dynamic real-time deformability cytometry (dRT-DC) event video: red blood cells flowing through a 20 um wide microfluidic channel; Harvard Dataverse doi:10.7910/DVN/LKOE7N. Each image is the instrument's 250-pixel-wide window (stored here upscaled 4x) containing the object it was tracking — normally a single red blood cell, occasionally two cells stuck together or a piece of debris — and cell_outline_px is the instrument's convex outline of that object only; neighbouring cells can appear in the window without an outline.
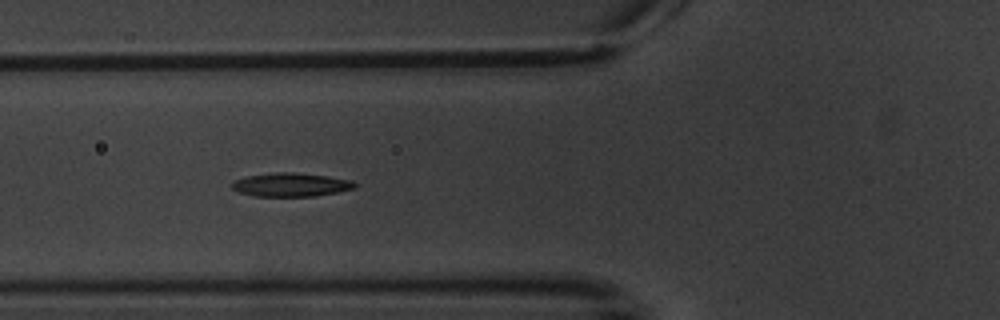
{"species": "common noctule bat (a hibernating species)", "species_latin": "Nyctalus noctula", "temperature_condition": "warm", "stored_images_in_passage": 10, "camera_frame_rate_fps": 3000, "um_per_image_px": 0.085, "animal": {"sex": "male", "body_mass_g": 20.1, "forearm_length_mm": 53.5}, "frame": {"image": 1, "passage_image": 6, "time_ms": 6.667, "image_size_px": [1000, 320], "cell_outline_px": [[356, 188], [316, 196], [252, 196], [240, 192], [232, 188], [232, 184], [236, 180], [248, 176], [276, 172], [292, 172], [328, 176], [352, 180], [356, 184]], "centroid_in_image_um": [24.76, 15.7], "position_along_channel_um": 101.0, "area_um2": 16.76}}
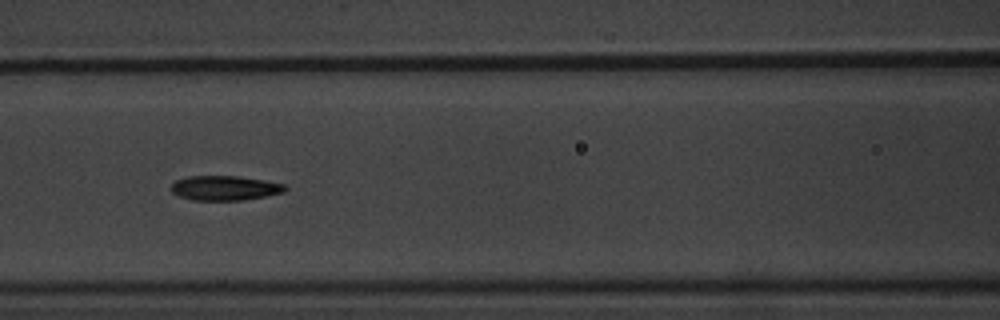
{"frame": {"image": 2, "passage_image": 7, "time_ms": 8.0, "image_size_px": [1000, 320], "cell_outline_px": [[288, 188], [284, 192], [268, 196], [244, 200], [192, 200], [180, 196], [172, 192], [168, 188], [176, 180], [188, 176], [240, 176], [264, 180], [284, 184]], "centroid_in_image_um": [19.11, 15.98], "position_along_channel_um": 147.5, "area_um2": 16.53}}
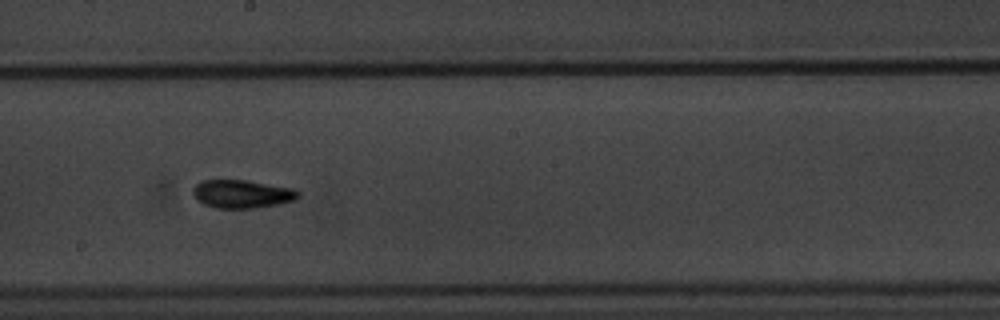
{"frame": {"image": 3, "passage_image": 9, "time_ms": 10.333, "image_size_px": [1000, 320], "cell_outline_px": [[300, 196], [292, 200], [280, 204], [256, 208], [216, 208], [204, 204], [196, 200], [192, 192], [192, 188], [200, 180], [244, 180], [296, 188], [300, 192]], "centroid_in_image_um": [20.57, 16.48], "position_along_channel_um": 227.6, "area_um2": 17.51}}